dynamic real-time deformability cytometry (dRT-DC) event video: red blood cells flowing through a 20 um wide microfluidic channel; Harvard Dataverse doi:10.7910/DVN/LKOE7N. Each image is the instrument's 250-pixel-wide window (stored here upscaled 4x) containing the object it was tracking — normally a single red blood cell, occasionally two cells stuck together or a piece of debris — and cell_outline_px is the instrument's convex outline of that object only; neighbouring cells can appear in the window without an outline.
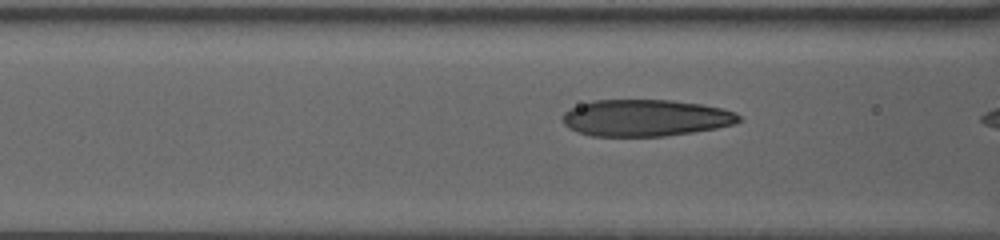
{"species": "human", "species_latin": "Homo sapiens", "temperature_condition": "warm", "stored_images_in_passage": 17, "camera_frame_rate_fps": 3000, "um_per_image_px": 0.085, "donor": {"sex": "female"}, "frame": {"image": 1, "passage_image": 14, "time_ms": 5.333, "image_size_px": [1000, 240], "cell_outline_px": [[740, 120], [732, 124], [716, 128], [692, 132], [664, 136], [592, 136], [576, 132], [568, 128], [564, 124], [564, 112], [580, 104], [592, 100], [672, 100], [700, 104], [720, 108], [736, 112], [740, 116]], "centroid_in_image_um": [54.85, 10.02], "position_along_channel_um": 111.8, "area_um2": 37.57}}